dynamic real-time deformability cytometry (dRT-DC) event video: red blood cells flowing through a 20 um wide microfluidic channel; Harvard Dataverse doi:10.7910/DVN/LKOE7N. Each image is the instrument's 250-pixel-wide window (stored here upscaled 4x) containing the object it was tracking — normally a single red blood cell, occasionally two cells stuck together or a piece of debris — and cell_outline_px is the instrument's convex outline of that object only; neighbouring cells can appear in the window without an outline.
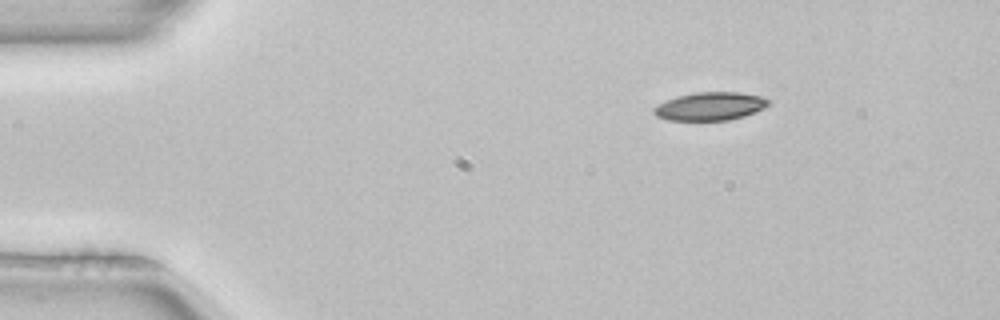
{"species": "common noctule bat (a hibernating species)", "species_latin": "Nyctalus noctula", "temperature_condition": "room temperature", "stored_images_in_passage": 4, "camera_frame_rate_fps": 3000, "um_per_image_px": 0.085, "animal": {"sex": "female", "body_mass_g": 22.7, "forearm_length_mm": 54.2}, "frame": {"image": 1, "passage_image": 1, "time_ms": 0.0, "image_size_px": [1000, 320], "cell_outline_px": [[772, 100], [764, 108], [756, 112], [744, 116], [728, 120], [668, 120], [656, 116], [652, 112], [652, 108], [676, 96], [696, 92], [740, 92], [760, 96]], "centroid_in_image_um": [60.38, 9.03], "position_along_channel_um": 24.6, "area_um2": 18.84}}
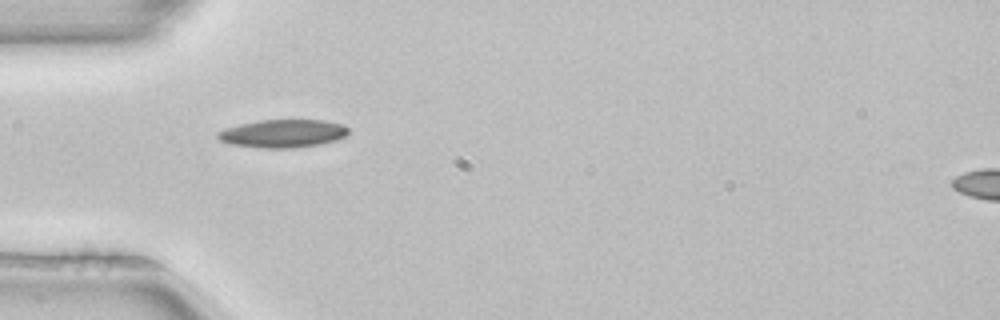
{"frame": {"image": 2, "passage_image": 3, "time_ms": 0.667, "image_size_px": [1000, 320], "cell_outline_px": [[348, 132], [344, 136], [336, 140], [320, 144], [296, 148], [260, 148], [232, 144], [220, 140], [216, 136], [216, 132], [240, 124], [260, 120], [324, 120], [344, 124], [348, 128]], "centroid_in_image_um": [24.06, 11.35], "position_along_channel_um": 60.9, "area_um2": 21.33}}